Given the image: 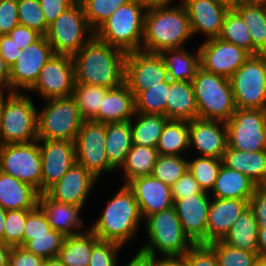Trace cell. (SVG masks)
I'll return each mask as SVG.
<instances>
[{"label": "cell", "instance_id": "cell-1", "mask_svg": "<svg viewBox=\"0 0 266 266\" xmlns=\"http://www.w3.org/2000/svg\"><path fill=\"white\" fill-rule=\"evenodd\" d=\"M126 52L95 36L72 58L76 82L114 89L124 83Z\"/></svg>", "mask_w": 266, "mask_h": 266}, {"label": "cell", "instance_id": "cell-2", "mask_svg": "<svg viewBox=\"0 0 266 266\" xmlns=\"http://www.w3.org/2000/svg\"><path fill=\"white\" fill-rule=\"evenodd\" d=\"M192 36L188 11L181 1L172 7L170 4L147 7L141 51L160 53L184 48Z\"/></svg>", "mask_w": 266, "mask_h": 266}, {"label": "cell", "instance_id": "cell-3", "mask_svg": "<svg viewBox=\"0 0 266 266\" xmlns=\"http://www.w3.org/2000/svg\"><path fill=\"white\" fill-rule=\"evenodd\" d=\"M100 215L89 229L101 241H112L122 246L138 234L144 220L133 192L124 184Z\"/></svg>", "mask_w": 266, "mask_h": 266}, {"label": "cell", "instance_id": "cell-4", "mask_svg": "<svg viewBox=\"0 0 266 266\" xmlns=\"http://www.w3.org/2000/svg\"><path fill=\"white\" fill-rule=\"evenodd\" d=\"M146 9L144 4L136 0L122 4L95 30V37L126 53L140 51Z\"/></svg>", "mask_w": 266, "mask_h": 266}, {"label": "cell", "instance_id": "cell-5", "mask_svg": "<svg viewBox=\"0 0 266 266\" xmlns=\"http://www.w3.org/2000/svg\"><path fill=\"white\" fill-rule=\"evenodd\" d=\"M144 221L149 240L138 250L152 257L160 253L163 258H182L194 245L184 232L174 207L150 215Z\"/></svg>", "mask_w": 266, "mask_h": 266}, {"label": "cell", "instance_id": "cell-6", "mask_svg": "<svg viewBox=\"0 0 266 266\" xmlns=\"http://www.w3.org/2000/svg\"><path fill=\"white\" fill-rule=\"evenodd\" d=\"M198 118L227 122L237 109L230 79L200 67L192 80Z\"/></svg>", "mask_w": 266, "mask_h": 266}, {"label": "cell", "instance_id": "cell-7", "mask_svg": "<svg viewBox=\"0 0 266 266\" xmlns=\"http://www.w3.org/2000/svg\"><path fill=\"white\" fill-rule=\"evenodd\" d=\"M5 93L3 92L1 145L38 140V111L30 96L22 92Z\"/></svg>", "mask_w": 266, "mask_h": 266}, {"label": "cell", "instance_id": "cell-8", "mask_svg": "<svg viewBox=\"0 0 266 266\" xmlns=\"http://www.w3.org/2000/svg\"><path fill=\"white\" fill-rule=\"evenodd\" d=\"M94 36L95 31L90 27L78 0L49 24L45 35L54 54L71 57Z\"/></svg>", "mask_w": 266, "mask_h": 266}, {"label": "cell", "instance_id": "cell-9", "mask_svg": "<svg viewBox=\"0 0 266 266\" xmlns=\"http://www.w3.org/2000/svg\"><path fill=\"white\" fill-rule=\"evenodd\" d=\"M83 117L72 96L46 101L38 111V139L74 141L79 132Z\"/></svg>", "mask_w": 266, "mask_h": 266}, {"label": "cell", "instance_id": "cell-10", "mask_svg": "<svg viewBox=\"0 0 266 266\" xmlns=\"http://www.w3.org/2000/svg\"><path fill=\"white\" fill-rule=\"evenodd\" d=\"M237 108L266 110V55H250L230 77Z\"/></svg>", "mask_w": 266, "mask_h": 266}, {"label": "cell", "instance_id": "cell-11", "mask_svg": "<svg viewBox=\"0 0 266 266\" xmlns=\"http://www.w3.org/2000/svg\"><path fill=\"white\" fill-rule=\"evenodd\" d=\"M0 171L30 184L41 194V153L38 140L0 146Z\"/></svg>", "mask_w": 266, "mask_h": 266}, {"label": "cell", "instance_id": "cell-12", "mask_svg": "<svg viewBox=\"0 0 266 266\" xmlns=\"http://www.w3.org/2000/svg\"><path fill=\"white\" fill-rule=\"evenodd\" d=\"M226 126L230 148L251 152L266 150V110L237 108Z\"/></svg>", "mask_w": 266, "mask_h": 266}, {"label": "cell", "instance_id": "cell-13", "mask_svg": "<svg viewBox=\"0 0 266 266\" xmlns=\"http://www.w3.org/2000/svg\"><path fill=\"white\" fill-rule=\"evenodd\" d=\"M106 123L84 120L75 139L76 162L95 178L101 173L115 169L109 164L106 154Z\"/></svg>", "mask_w": 266, "mask_h": 266}, {"label": "cell", "instance_id": "cell-14", "mask_svg": "<svg viewBox=\"0 0 266 266\" xmlns=\"http://www.w3.org/2000/svg\"><path fill=\"white\" fill-rule=\"evenodd\" d=\"M73 58L54 54L41 69L34 85L29 89L40 94L43 99L66 98L72 96L75 86Z\"/></svg>", "mask_w": 266, "mask_h": 266}, {"label": "cell", "instance_id": "cell-15", "mask_svg": "<svg viewBox=\"0 0 266 266\" xmlns=\"http://www.w3.org/2000/svg\"><path fill=\"white\" fill-rule=\"evenodd\" d=\"M53 55L52 46L45 36L20 50L16 62L10 68L9 92L29 91Z\"/></svg>", "mask_w": 266, "mask_h": 266}, {"label": "cell", "instance_id": "cell-16", "mask_svg": "<svg viewBox=\"0 0 266 266\" xmlns=\"http://www.w3.org/2000/svg\"><path fill=\"white\" fill-rule=\"evenodd\" d=\"M169 80L167 68L159 53L132 51L126 54L124 83L134 97L148 86Z\"/></svg>", "mask_w": 266, "mask_h": 266}, {"label": "cell", "instance_id": "cell-17", "mask_svg": "<svg viewBox=\"0 0 266 266\" xmlns=\"http://www.w3.org/2000/svg\"><path fill=\"white\" fill-rule=\"evenodd\" d=\"M201 67L225 78L230 77L250 57V53L232 43L221 40L219 37L206 39L200 46Z\"/></svg>", "mask_w": 266, "mask_h": 266}, {"label": "cell", "instance_id": "cell-18", "mask_svg": "<svg viewBox=\"0 0 266 266\" xmlns=\"http://www.w3.org/2000/svg\"><path fill=\"white\" fill-rule=\"evenodd\" d=\"M41 153V194L57 183L76 163L75 142L38 139Z\"/></svg>", "mask_w": 266, "mask_h": 266}, {"label": "cell", "instance_id": "cell-19", "mask_svg": "<svg viewBox=\"0 0 266 266\" xmlns=\"http://www.w3.org/2000/svg\"><path fill=\"white\" fill-rule=\"evenodd\" d=\"M210 193L203 192L174 200L173 207L184 232L194 244H206Z\"/></svg>", "mask_w": 266, "mask_h": 266}, {"label": "cell", "instance_id": "cell-20", "mask_svg": "<svg viewBox=\"0 0 266 266\" xmlns=\"http://www.w3.org/2000/svg\"><path fill=\"white\" fill-rule=\"evenodd\" d=\"M227 147L225 122L201 118L189 121V148H195L199 156L223 159Z\"/></svg>", "mask_w": 266, "mask_h": 266}, {"label": "cell", "instance_id": "cell-21", "mask_svg": "<svg viewBox=\"0 0 266 266\" xmlns=\"http://www.w3.org/2000/svg\"><path fill=\"white\" fill-rule=\"evenodd\" d=\"M188 11L191 30L204 33L207 39L220 36L225 16L232 7L223 0H181Z\"/></svg>", "mask_w": 266, "mask_h": 266}, {"label": "cell", "instance_id": "cell-22", "mask_svg": "<svg viewBox=\"0 0 266 266\" xmlns=\"http://www.w3.org/2000/svg\"><path fill=\"white\" fill-rule=\"evenodd\" d=\"M97 178L88 172L81 164L75 163L62 178L45 193L58 202L74 205L83 209L94 188Z\"/></svg>", "mask_w": 266, "mask_h": 266}, {"label": "cell", "instance_id": "cell-23", "mask_svg": "<svg viewBox=\"0 0 266 266\" xmlns=\"http://www.w3.org/2000/svg\"><path fill=\"white\" fill-rule=\"evenodd\" d=\"M126 185L133 192L144 220L173 207L171 187L152 175L134 178Z\"/></svg>", "mask_w": 266, "mask_h": 266}, {"label": "cell", "instance_id": "cell-24", "mask_svg": "<svg viewBox=\"0 0 266 266\" xmlns=\"http://www.w3.org/2000/svg\"><path fill=\"white\" fill-rule=\"evenodd\" d=\"M249 208V200L211 198L206 244L223 240L238 217Z\"/></svg>", "mask_w": 266, "mask_h": 266}, {"label": "cell", "instance_id": "cell-25", "mask_svg": "<svg viewBox=\"0 0 266 266\" xmlns=\"http://www.w3.org/2000/svg\"><path fill=\"white\" fill-rule=\"evenodd\" d=\"M38 207L44 213L51 229L61 232L64 236L82 233L81 229L85 226L79 216L81 207L58 202L51 199L46 193L40 194Z\"/></svg>", "mask_w": 266, "mask_h": 266}, {"label": "cell", "instance_id": "cell-26", "mask_svg": "<svg viewBox=\"0 0 266 266\" xmlns=\"http://www.w3.org/2000/svg\"><path fill=\"white\" fill-rule=\"evenodd\" d=\"M40 193L28 183L0 171V205L6 210H33Z\"/></svg>", "mask_w": 266, "mask_h": 266}, {"label": "cell", "instance_id": "cell-27", "mask_svg": "<svg viewBox=\"0 0 266 266\" xmlns=\"http://www.w3.org/2000/svg\"><path fill=\"white\" fill-rule=\"evenodd\" d=\"M134 114V94L123 83L121 86L106 92L102 108L93 120L102 123L130 121Z\"/></svg>", "mask_w": 266, "mask_h": 266}, {"label": "cell", "instance_id": "cell-28", "mask_svg": "<svg viewBox=\"0 0 266 266\" xmlns=\"http://www.w3.org/2000/svg\"><path fill=\"white\" fill-rule=\"evenodd\" d=\"M223 164L246 175L257 187L266 184V150L238 151L227 147Z\"/></svg>", "mask_w": 266, "mask_h": 266}, {"label": "cell", "instance_id": "cell-29", "mask_svg": "<svg viewBox=\"0 0 266 266\" xmlns=\"http://www.w3.org/2000/svg\"><path fill=\"white\" fill-rule=\"evenodd\" d=\"M232 8L241 16L252 39V55H266V4L237 0Z\"/></svg>", "mask_w": 266, "mask_h": 266}, {"label": "cell", "instance_id": "cell-30", "mask_svg": "<svg viewBox=\"0 0 266 266\" xmlns=\"http://www.w3.org/2000/svg\"><path fill=\"white\" fill-rule=\"evenodd\" d=\"M166 99V116L169 120L192 121L198 118L192 82L169 79V91Z\"/></svg>", "mask_w": 266, "mask_h": 266}, {"label": "cell", "instance_id": "cell-31", "mask_svg": "<svg viewBox=\"0 0 266 266\" xmlns=\"http://www.w3.org/2000/svg\"><path fill=\"white\" fill-rule=\"evenodd\" d=\"M256 187L246 175L222 163L214 187L209 193L212 198L250 200Z\"/></svg>", "mask_w": 266, "mask_h": 266}, {"label": "cell", "instance_id": "cell-32", "mask_svg": "<svg viewBox=\"0 0 266 266\" xmlns=\"http://www.w3.org/2000/svg\"><path fill=\"white\" fill-rule=\"evenodd\" d=\"M167 68L168 78L171 81L192 82L197 70L201 67L199 47L194 54L186 48L168 49L160 53Z\"/></svg>", "mask_w": 266, "mask_h": 266}, {"label": "cell", "instance_id": "cell-33", "mask_svg": "<svg viewBox=\"0 0 266 266\" xmlns=\"http://www.w3.org/2000/svg\"><path fill=\"white\" fill-rule=\"evenodd\" d=\"M132 144L130 121L106 123V154L115 170L124 164Z\"/></svg>", "mask_w": 266, "mask_h": 266}, {"label": "cell", "instance_id": "cell-34", "mask_svg": "<svg viewBox=\"0 0 266 266\" xmlns=\"http://www.w3.org/2000/svg\"><path fill=\"white\" fill-rule=\"evenodd\" d=\"M100 239L88 228L77 235L65 236L57 258L65 266H88L92 247Z\"/></svg>", "mask_w": 266, "mask_h": 266}, {"label": "cell", "instance_id": "cell-35", "mask_svg": "<svg viewBox=\"0 0 266 266\" xmlns=\"http://www.w3.org/2000/svg\"><path fill=\"white\" fill-rule=\"evenodd\" d=\"M133 118L130 120L132 143L156 148L163 127L169 118L162 114L136 112Z\"/></svg>", "mask_w": 266, "mask_h": 266}, {"label": "cell", "instance_id": "cell-36", "mask_svg": "<svg viewBox=\"0 0 266 266\" xmlns=\"http://www.w3.org/2000/svg\"><path fill=\"white\" fill-rule=\"evenodd\" d=\"M258 225L250 208L233 223L223 242L233 248L257 252Z\"/></svg>", "mask_w": 266, "mask_h": 266}, {"label": "cell", "instance_id": "cell-37", "mask_svg": "<svg viewBox=\"0 0 266 266\" xmlns=\"http://www.w3.org/2000/svg\"><path fill=\"white\" fill-rule=\"evenodd\" d=\"M159 155L182 156L189 148V121L168 120L163 127L157 147Z\"/></svg>", "mask_w": 266, "mask_h": 266}, {"label": "cell", "instance_id": "cell-38", "mask_svg": "<svg viewBox=\"0 0 266 266\" xmlns=\"http://www.w3.org/2000/svg\"><path fill=\"white\" fill-rule=\"evenodd\" d=\"M159 153L156 148L132 144L123 169L124 185L134 178L152 175Z\"/></svg>", "mask_w": 266, "mask_h": 266}, {"label": "cell", "instance_id": "cell-39", "mask_svg": "<svg viewBox=\"0 0 266 266\" xmlns=\"http://www.w3.org/2000/svg\"><path fill=\"white\" fill-rule=\"evenodd\" d=\"M109 88L75 82L72 97L84 120H93L102 108L103 98Z\"/></svg>", "mask_w": 266, "mask_h": 266}, {"label": "cell", "instance_id": "cell-40", "mask_svg": "<svg viewBox=\"0 0 266 266\" xmlns=\"http://www.w3.org/2000/svg\"><path fill=\"white\" fill-rule=\"evenodd\" d=\"M168 91L169 80L161 82V85L148 86V89L140 91L134 97L135 112L166 115Z\"/></svg>", "mask_w": 266, "mask_h": 266}, {"label": "cell", "instance_id": "cell-41", "mask_svg": "<svg viewBox=\"0 0 266 266\" xmlns=\"http://www.w3.org/2000/svg\"><path fill=\"white\" fill-rule=\"evenodd\" d=\"M219 38L242 47L252 55V39L241 16L231 7L224 19Z\"/></svg>", "mask_w": 266, "mask_h": 266}, {"label": "cell", "instance_id": "cell-42", "mask_svg": "<svg viewBox=\"0 0 266 266\" xmlns=\"http://www.w3.org/2000/svg\"><path fill=\"white\" fill-rule=\"evenodd\" d=\"M222 163V159L197 156V158L188 160V170L201 189L204 192H209L214 187Z\"/></svg>", "mask_w": 266, "mask_h": 266}, {"label": "cell", "instance_id": "cell-43", "mask_svg": "<svg viewBox=\"0 0 266 266\" xmlns=\"http://www.w3.org/2000/svg\"><path fill=\"white\" fill-rule=\"evenodd\" d=\"M208 245L215 251L218 266H255L258 264V252L233 248L222 240Z\"/></svg>", "mask_w": 266, "mask_h": 266}, {"label": "cell", "instance_id": "cell-44", "mask_svg": "<svg viewBox=\"0 0 266 266\" xmlns=\"http://www.w3.org/2000/svg\"><path fill=\"white\" fill-rule=\"evenodd\" d=\"M188 170V159L183 156L159 155L152 176L172 186Z\"/></svg>", "mask_w": 266, "mask_h": 266}, {"label": "cell", "instance_id": "cell-45", "mask_svg": "<svg viewBox=\"0 0 266 266\" xmlns=\"http://www.w3.org/2000/svg\"><path fill=\"white\" fill-rule=\"evenodd\" d=\"M90 27L95 31L122 4L131 0H78Z\"/></svg>", "mask_w": 266, "mask_h": 266}, {"label": "cell", "instance_id": "cell-46", "mask_svg": "<svg viewBox=\"0 0 266 266\" xmlns=\"http://www.w3.org/2000/svg\"><path fill=\"white\" fill-rule=\"evenodd\" d=\"M19 25L36 30L45 36L49 25L39 0H17Z\"/></svg>", "mask_w": 266, "mask_h": 266}, {"label": "cell", "instance_id": "cell-47", "mask_svg": "<svg viewBox=\"0 0 266 266\" xmlns=\"http://www.w3.org/2000/svg\"><path fill=\"white\" fill-rule=\"evenodd\" d=\"M64 239L61 232L52 229L47 235L30 236V240L23 247L43 259L54 258L58 256Z\"/></svg>", "mask_w": 266, "mask_h": 266}, {"label": "cell", "instance_id": "cell-48", "mask_svg": "<svg viewBox=\"0 0 266 266\" xmlns=\"http://www.w3.org/2000/svg\"><path fill=\"white\" fill-rule=\"evenodd\" d=\"M31 210H10L6 212L3 242L13 246H23L24 225Z\"/></svg>", "mask_w": 266, "mask_h": 266}, {"label": "cell", "instance_id": "cell-49", "mask_svg": "<svg viewBox=\"0 0 266 266\" xmlns=\"http://www.w3.org/2000/svg\"><path fill=\"white\" fill-rule=\"evenodd\" d=\"M122 245L112 241L99 240L93 247L88 266H117V254Z\"/></svg>", "mask_w": 266, "mask_h": 266}, {"label": "cell", "instance_id": "cell-50", "mask_svg": "<svg viewBox=\"0 0 266 266\" xmlns=\"http://www.w3.org/2000/svg\"><path fill=\"white\" fill-rule=\"evenodd\" d=\"M182 259L186 266H218L215 251L208 244H194Z\"/></svg>", "mask_w": 266, "mask_h": 266}, {"label": "cell", "instance_id": "cell-51", "mask_svg": "<svg viewBox=\"0 0 266 266\" xmlns=\"http://www.w3.org/2000/svg\"><path fill=\"white\" fill-rule=\"evenodd\" d=\"M52 230L42 210L37 206L27 214L24 225L23 246L30 240V236L47 235Z\"/></svg>", "mask_w": 266, "mask_h": 266}, {"label": "cell", "instance_id": "cell-52", "mask_svg": "<svg viewBox=\"0 0 266 266\" xmlns=\"http://www.w3.org/2000/svg\"><path fill=\"white\" fill-rule=\"evenodd\" d=\"M19 25L17 0H0V35Z\"/></svg>", "mask_w": 266, "mask_h": 266}, {"label": "cell", "instance_id": "cell-53", "mask_svg": "<svg viewBox=\"0 0 266 266\" xmlns=\"http://www.w3.org/2000/svg\"><path fill=\"white\" fill-rule=\"evenodd\" d=\"M204 191L199 186V183L194 179V176L187 170L175 184L171 186V194L173 201L184 198V196H191Z\"/></svg>", "mask_w": 266, "mask_h": 266}, {"label": "cell", "instance_id": "cell-54", "mask_svg": "<svg viewBox=\"0 0 266 266\" xmlns=\"http://www.w3.org/2000/svg\"><path fill=\"white\" fill-rule=\"evenodd\" d=\"M249 208L252 210L258 228L266 227V187H256L249 200Z\"/></svg>", "mask_w": 266, "mask_h": 266}, {"label": "cell", "instance_id": "cell-55", "mask_svg": "<svg viewBox=\"0 0 266 266\" xmlns=\"http://www.w3.org/2000/svg\"><path fill=\"white\" fill-rule=\"evenodd\" d=\"M44 259L33 254L23 246H13L9 255L8 266H41Z\"/></svg>", "mask_w": 266, "mask_h": 266}, {"label": "cell", "instance_id": "cell-56", "mask_svg": "<svg viewBox=\"0 0 266 266\" xmlns=\"http://www.w3.org/2000/svg\"><path fill=\"white\" fill-rule=\"evenodd\" d=\"M77 0H39L47 24H51L59 15L72 6Z\"/></svg>", "mask_w": 266, "mask_h": 266}, {"label": "cell", "instance_id": "cell-57", "mask_svg": "<svg viewBox=\"0 0 266 266\" xmlns=\"http://www.w3.org/2000/svg\"><path fill=\"white\" fill-rule=\"evenodd\" d=\"M8 35L21 50H24L28 45L36 42L42 36L36 30L22 25L14 27Z\"/></svg>", "mask_w": 266, "mask_h": 266}, {"label": "cell", "instance_id": "cell-58", "mask_svg": "<svg viewBox=\"0 0 266 266\" xmlns=\"http://www.w3.org/2000/svg\"><path fill=\"white\" fill-rule=\"evenodd\" d=\"M20 50L8 34L0 35V55L10 68L16 62Z\"/></svg>", "mask_w": 266, "mask_h": 266}, {"label": "cell", "instance_id": "cell-59", "mask_svg": "<svg viewBox=\"0 0 266 266\" xmlns=\"http://www.w3.org/2000/svg\"><path fill=\"white\" fill-rule=\"evenodd\" d=\"M10 67L0 55V92H9Z\"/></svg>", "mask_w": 266, "mask_h": 266}, {"label": "cell", "instance_id": "cell-60", "mask_svg": "<svg viewBox=\"0 0 266 266\" xmlns=\"http://www.w3.org/2000/svg\"><path fill=\"white\" fill-rule=\"evenodd\" d=\"M128 262L126 266H151L152 256L139 250Z\"/></svg>", "mask_w": 266, "mask_h": 266}, {"label": "cell", "instance_id": "cell-61", "mask_svg": "<svg viewBox=\"0 0 266 266\" xmlns=\"http://www.w3.org/2000/svg\"><path fill=\"white\" fill-rule=\"evenodd\" d=\"M151 266H186L182 258L152 257Z\"/></svg>", "mask_w": 266, "mask_h": 266}, {"label": "cell", "instance_id": "cell-62", "mask_svg": "<svg viewBox=\"0 0 266 266\" xmlns=\"http://www.w3.org/2000/svg\"><path fill=\"white\" fill-rule=\"evenodd\" d=\"M11 246L0 241V266H8Z\"/></svg>", "mask_w": 266, "mask_h": 266}, {"label": "cell", "instance_id": "cell-63", "mask_svg": "<svg viewBox=\"0 0 266 266\" xmlns=\"http://www.w3.org/2000/svg\"><path fill=\"white\" fill-rule=\"evenodd\" d=\"M258 254H266V227L258 229Z\"/></svg>", "mask_w": 266, "mask_h": 266}, {"label": "cell", "instance_id": "cell-64", "mask_svg": "<svg viewBox=\"0 0 266 266\" xmlns=\"http://www.w3.org/2000/svg\"><path fill=\"white\" fill-rule=\"evenodd\" d=\"M146 7L150 6H160V5H169L173 2V0H136Z\"/></svg>", "mask_w": 266, "mask_h": 266}, {"label": "cell", "instance_id": "cell-65", "mask_svg": "<svg viewBox=\"0 0 266 266\" xmlns=\"http://www.w3.org/2000/svg\"><path fill=\"white\" fill-rule=\"evenodd\" d=\"M6 210L0 205V241H3Z\"/></svg>", "mask_w": 266, "mask_h": 266}, {"label": "cell", "instance_id": "cell-66", "mask_svg": "<svg viewBox=\"0 0 266 266\" xmlns=\"http://www.w3.org/2000/svg\"><path fill=\"white\" fill-rule=\"evenodd\" d=\"M41 266H65L57 257L44 259Z\"/></svg>", "mask_w": 266, "mask_h": 266}, {"label": "cell", "instance_id": "cell-67", "mask_svg": "<svg viewBox=\"0 0 266 266\" xmlns=\"http://www.w3.org/2000/svg\"><path fill=\"white\" fill-rule=\"evenodd\" d=\"M2 116H3V92H0V146H1V135H2Z\"/></svg>", "mask_w": 266, "mask_h": 266}, {"label": "cell", "instance_id": "cell-68", "mask_svg": "<svg viewBox=\"0 0 266 266\" xmlns=\"http://www.w3.org/2000/svg\"><path fill=\"white\" fill-rule=\"evenodd\" d=\"M258 264L260 266H266V254H258Z\"/></svg>", "mask_w": 266, "mask_h": 266}, {"label": "cell", "instance_id": "cell-69", "mask_svg": "<svg viewBox=\"0 0 266 266\" xmlns=\"http://www.w3.org/2000/svg\"><path fill=\"white\" fill-rule=\"evenodd\" d=\"M247 2H251V3H265L266 4V0H245Z\"/></svg>", "mask_w": 266, "mask_h": 266}, {"label": "cell", "instance_id": "cell-70", "mask_svg": "<svg viewBox=\"0 0 266 266\" xmlns=\"http://www.w3.org/2000/svg\"><path fill=\"white\" fill-rule=\"evenodd\" d=\"M227 3H229L230 5H232L233 3H235L237 0H223Z\"/></svg>", "mask_w": 266, "mask_h": 266}]
</instances>
